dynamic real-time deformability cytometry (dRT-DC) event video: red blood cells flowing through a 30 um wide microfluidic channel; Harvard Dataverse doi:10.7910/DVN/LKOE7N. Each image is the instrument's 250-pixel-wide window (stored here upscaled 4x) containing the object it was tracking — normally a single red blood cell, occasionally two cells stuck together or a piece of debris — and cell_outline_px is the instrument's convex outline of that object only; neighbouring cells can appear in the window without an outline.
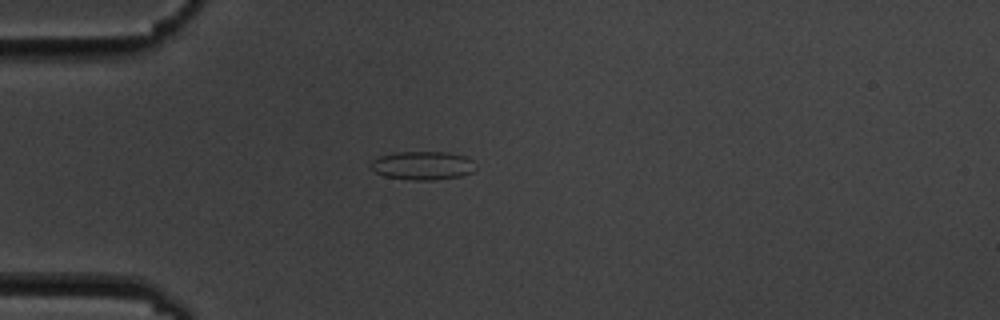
{"species": "common noctule bat (a hibernating species)", "species_latin": "Nyctalus noctula", "temperature_condition": "cold", "stored_images_in_passage": 14, "camera_frame_rate_fps": 3000, "um_per_image_px": 0.085, "animal": {"sex": "male", "body_mass_g": 19.5, "forearm_length_mm": 54.6}, "frame": {"image": 1, "passage_image": 3, "time_ms": 3.0, "image_size_px": [1000, 320], "cell_outline_px": [[476, 168], [472, 172], [460, 176], [436, 180], [412, 180], [384, 176], [376, 172], [372, 168], [372, 160], [380, 156], [396, 152], [448, 152], [464, 156], [472, 160]], "centroid_in_image_um": [35.95, 14.07], "position_along_channel_um": 49.1, "area_um2": 17.34}}
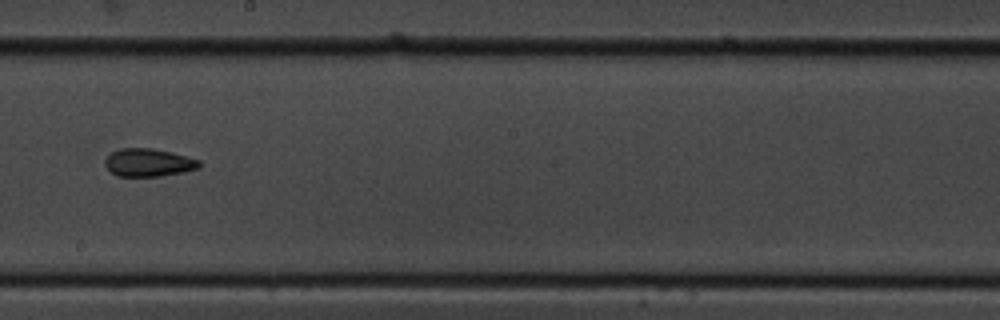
{"frame": {"image": 2, "passage_image": 8, "time_ms": 8.667, "image_size_px": [1000, 320], "cell_outline_px": [[200, 168], [184, 172], [160, 176], [116, 176], [104, 164], [104, 160], [112, 152], [120, 148], [152, 148], [172, 152], [200, 160]], "centroid_in_image_um": [12.64, 13.81], "position_along_channel_um": 235.6, "area_um2": 15.37}}
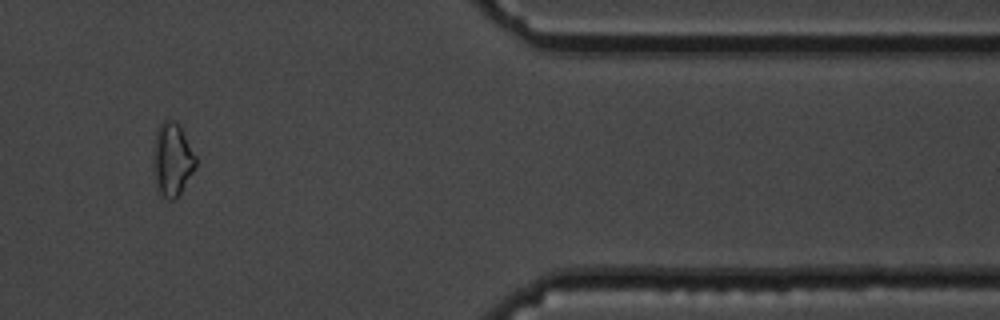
{"frame": {"image": 3, "passage_image": 12, "time_ms": 14.0, "image_size_px": [1000, 320], "cell_outline_px": [[196, 164], [192, 172], [180, 192], [172, 200], [168, 200], [160, 196], [156, 188], [152, 168], [152, 152], [156, 128], [164, 120], [172, 120], [180, 128], [196, 156]], "centroid_in_image_um": [14.57, 13.58], "position_along_channel_um": 396.8, "area_um2": 18.15}, "authors_computed_cell_mechanics": {"area_um2": 16.2707, "velocity_mm_per_s": 3.5494, "shape_relaxation_time_tau1_ms": 3.8083, "shape_relaxation_time_tau2_ms": 3.4889, "deformation_change_tau1": 0.0946, "deformation_change_tau2": 0.0741}}